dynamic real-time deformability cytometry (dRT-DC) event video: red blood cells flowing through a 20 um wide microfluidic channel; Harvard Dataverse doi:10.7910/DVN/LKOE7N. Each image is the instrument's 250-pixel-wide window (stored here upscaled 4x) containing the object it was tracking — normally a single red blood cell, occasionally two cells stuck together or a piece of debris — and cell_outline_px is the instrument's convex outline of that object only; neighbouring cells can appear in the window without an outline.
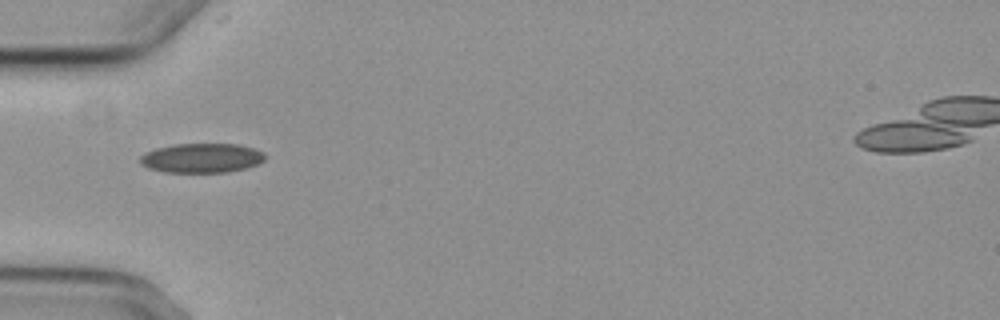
{"species": "common noctule bat (a hibernating species)", "species_latin": "Nyctalus noctula", "temperature_condition": "cold", "stored_images_in_passage": 3, "camera_frame_rate_fps": 3000, "um_per_image_px": 0.085, "animal": {"sex": "female", "body_mass_g": 29.2, "forearm_length_mm": 56.3}, "frame": {"image": 1, "passage_image": 1, "time_ms": 0.0, "image_size_px": [1000, 320], "cell_outline_px": [[264, 160], [248, 168], [228, 172], [164, 172], [148, 168], [140, 164], [140, 156], [144, 152], [156, 148], [176, 144], [236, 144], [252, 148], [264, 152]], "centroid_in_image_um": [17.11, 13.43], "position_along_channel_um": 67.9, "area_um2": 21.44}}
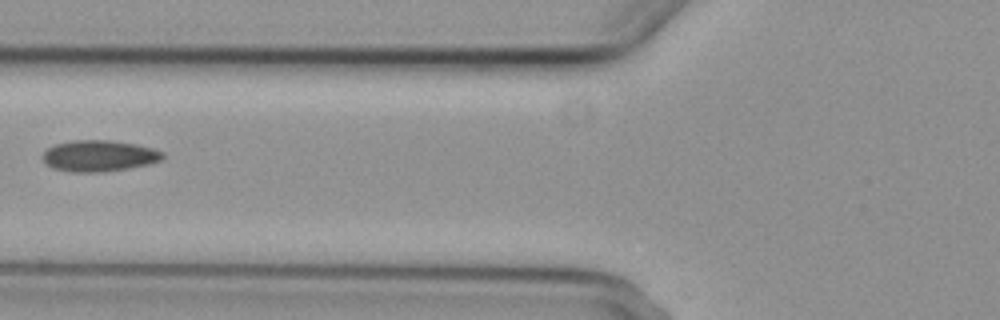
{"frame": {"image": 2, "passage_image": 2, "time_ms": 1.333, "image_size_px": [1000, 320], "cell_outline_px": [[164, 156], [160, 160], [148, 164], [128, 168], [104, 172], [72, 172], [52, 168], [44, 164], [40, 156], [48, 148], [56, 144], [72, 140], [108, 140], [136, 144], [152, 148], [164, 152]], "centroid_in_image_um": [8.37, 13.25], "position_along_channel_um": 117.4, "area_um2": 21.96}}